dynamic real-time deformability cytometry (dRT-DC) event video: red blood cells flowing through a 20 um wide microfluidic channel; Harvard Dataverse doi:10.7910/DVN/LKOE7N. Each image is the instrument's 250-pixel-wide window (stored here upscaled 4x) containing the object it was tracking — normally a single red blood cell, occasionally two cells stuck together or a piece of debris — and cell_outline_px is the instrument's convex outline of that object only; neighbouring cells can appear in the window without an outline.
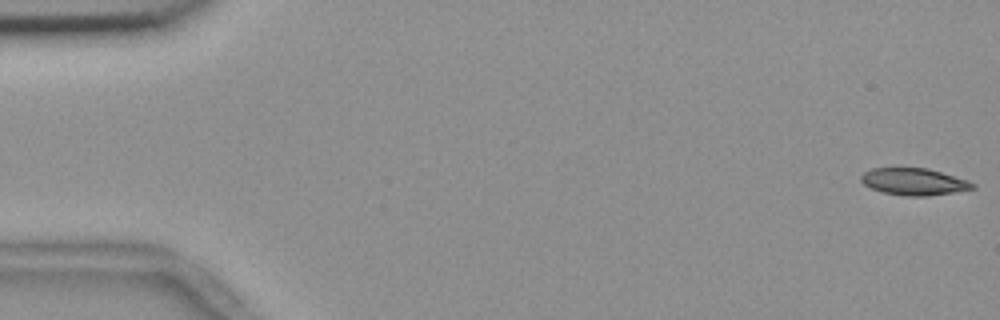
{"species": "common noctule bat (a hibernating species)", "species_latin": "Nyctalus noctula", "temperature_condition": "room temperature", "stored_images_in_passage": 55, "camera_frame_rate_fps": 3000, "um_per_image_px": 0.085, "animal": {"sex": "female", "body_mass_g": 18.4}, "frame": {"image": 1, "passage_image": 1, "time_ms": 0.0, "image_size_px": [1000, 320], "cell_outline_px": [[976, 188], [928, 196], [904, 196], [880, 192], [864, 184], [860, 180], [860, 176], [864, 172], [872, 168], [928, 168], [968, 180], [976, 184]], "centroid_in_image_um": [77.68, 15.44], "position_along_channel_um": 7.3, "area_um2": 17.57}}
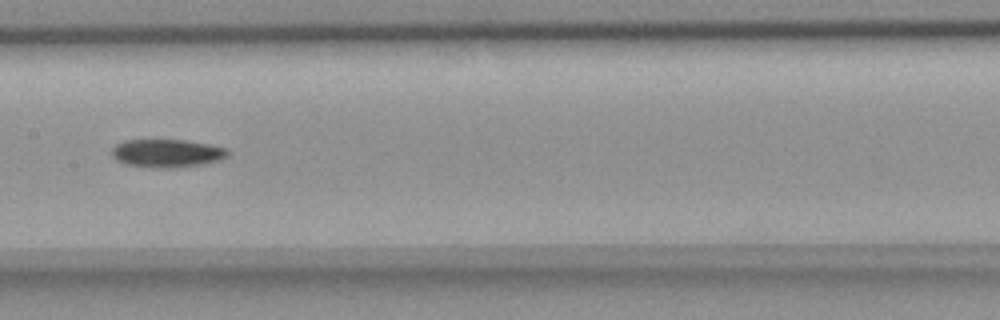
{"frame": {"image": 2, "passage_image": 28, "time_ms": 9.0, "image_size_px": [1000, 320], "cell_outline_px": [[232, 152], [228, 156], [220, 160], [204, 164], [168, 168], [156, 168], [124, 164], [116, 160], [112, 156], [112, 148], [116, 144], [124, 140], [184, 140], [208, 144], [228, 148]], "centroid_in_image_um": [14.22, 13.03], "position_along_channel_um": 193.2, "area_um2": 19.19}}
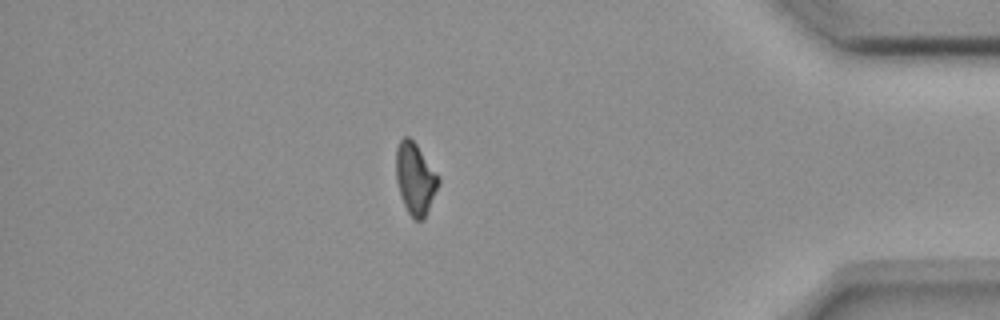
{"frame": {"image": 3, "passage_image": 48, "time_ms": 15.667, "image_size_px": [1000, 320], "cell_outline_px": [[440, 184], [424, 220], [416, 220], [408, 212], [404, 204], [396, 180], [396, 148], [400, 140], [404, 136], [408, 136], [416, 144], [440, 176]], "centroid_in_image_um": [35.32, 15.18], "position_along_channel_um": 399.9, "area_um2": 17.74}, "authors_computed_cell_mechanics": {"area_um2": 18.496, "velocity_mm_per_s": 3.6755, "shape_relaxation_time_tau1_ms": 7.0167, "shape_relaxation_time_tau2_ms": null, "deformation_change_tau1": 0.14, "deformation_change_tau2": null}}